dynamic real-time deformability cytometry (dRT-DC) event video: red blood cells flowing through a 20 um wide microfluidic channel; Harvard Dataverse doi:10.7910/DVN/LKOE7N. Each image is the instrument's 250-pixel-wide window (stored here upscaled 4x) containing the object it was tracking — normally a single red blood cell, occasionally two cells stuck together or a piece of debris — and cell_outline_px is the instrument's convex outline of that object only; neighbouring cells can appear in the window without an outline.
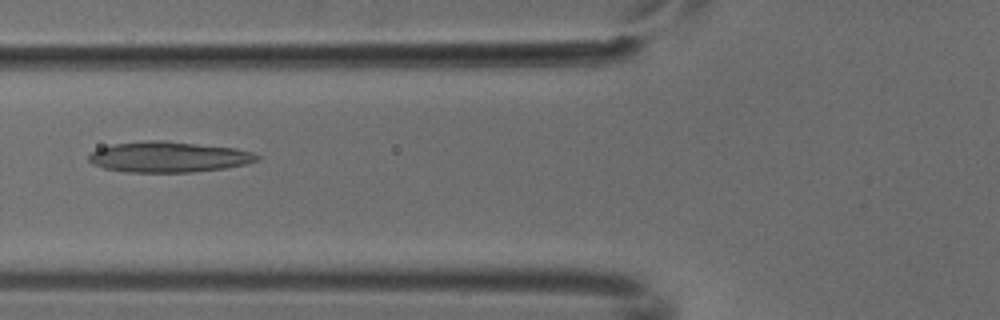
{"species": "common noctule bat (a hibernating species)", "species_latin": "Nyctalus noctula", "temperature_condition": "cold", "stored_images_in_passage": 6, "camera_frame_rate_fps": 3000, "um_per_image_px": 0.085, "animal": {"sex": "male", "body_mass_g": 18.8}, "frame": {"image": 1, "passage_image": 5, "time_ms": 1.333, "image_size_px": [1000, 320], "cell_outline_px": [[260, 160], [244, 164], [224, 168], [192, 172], [124, 172], [104, 168], [92, 164], [88, 160], [88, 156], [92, 152], [100, 148], [112, 144], [148, 140], [164, 140], [236, 148], [252, 152], [260, 156]], "centroid_in_image_um": [14.32, 13.34], "position_along_channel_um": 111.5, "area_um2": 30.11}}
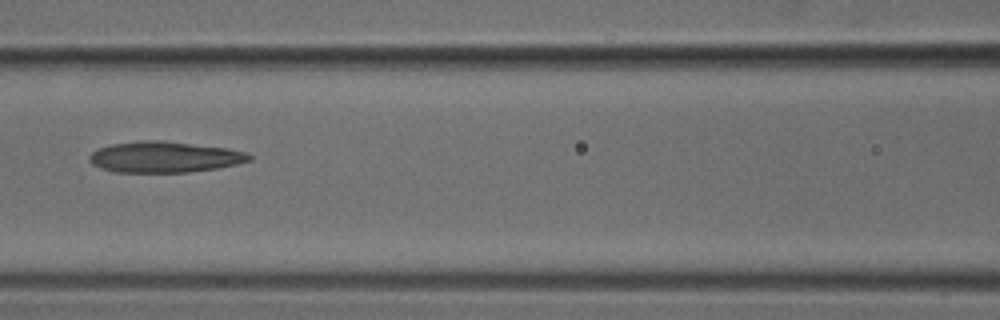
{"frame": {"image": 2, "passage_image": 6, "time_ms": 1.667, "image_size_px": [1000, 320], "cell_outline_px": [[252, 160], [236, 164], [216, 168], [188, 172], [116, 172], [92, 164], [88, 160], [88, 156], [92, 152], [100, 148], [112, 144], [140, 140], [164, 140], [228, 148], [248, 152], [252, 156]], "centroid_in_image_um": [14.01, 13.33], "position_along_channel_um": 152.6, "area_um2": 28.9}}